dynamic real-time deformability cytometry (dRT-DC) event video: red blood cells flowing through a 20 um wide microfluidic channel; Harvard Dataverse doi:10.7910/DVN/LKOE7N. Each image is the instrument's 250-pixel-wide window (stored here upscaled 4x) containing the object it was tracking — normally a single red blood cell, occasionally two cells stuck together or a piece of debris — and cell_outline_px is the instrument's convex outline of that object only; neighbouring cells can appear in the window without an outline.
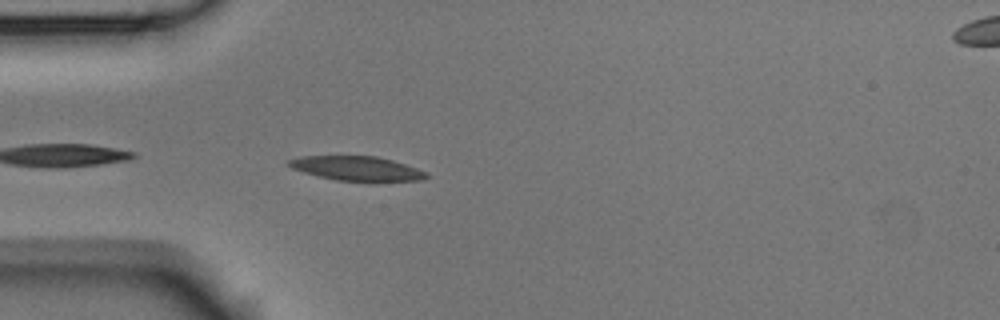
{"species": "Egyptian fruit bat (a non-hibernating species)", "species_latin": "Rousettus aegyptiacus", "temperature_condition": "room temperature", "stored_images_in_passage": 4, "camera_frame_rate_fps": 3000, "um_per_image_px": 0.085, "animal": {"sex": "male"}, "frame": {"image": 1, "passage_image": 4, "time_ms": 1.0, "image_size_px": [1000, 320], "cell_outline_px": [[432, 176], [424, 180], [368, 184], [336, 180], [304, 172], [292, 168], [288, 164], [288, 160], [300, 156], [376, 156], [392, 160], [428, 172]], "centroid_in_image_um": [30.46, 14.37], "position_along_channel_um": 54.5, "area_um2": 20.4}}